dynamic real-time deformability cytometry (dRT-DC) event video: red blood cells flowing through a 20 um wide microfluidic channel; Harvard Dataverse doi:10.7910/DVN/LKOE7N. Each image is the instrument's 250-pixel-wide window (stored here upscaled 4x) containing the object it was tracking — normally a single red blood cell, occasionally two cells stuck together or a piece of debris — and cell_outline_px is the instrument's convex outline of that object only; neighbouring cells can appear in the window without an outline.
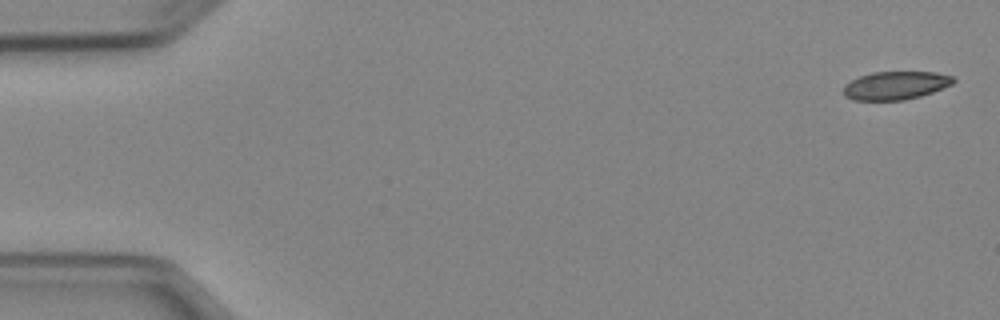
{"species": "Egyptian fruit bat (a non-hibernating species)", "species_latin": "Rousettus aegyptiacus", "temperature_condition": "cold", "stored_images_in_passage": 5, "camera_frame_rate_fps": 3000, "um_per_image_px": 0.085, "animal": {"sex": "female"}, "frame": {"image": 1, "passage_image": 1, "time_ms": 0.0, "image_size_px": [1000, 320], "cell_outline_px": [[956, 80], [952, 84], [932, 92], [920, 96], [904, 100], [852, 100], [844, 96], [844, 84], [860, 76], [872, 72], [936, 72], [952, 76]], "centroid_in_image_um": [76.11, 7.26], "position_along_channel_um": 8.9, "area_um2": 18.03}}
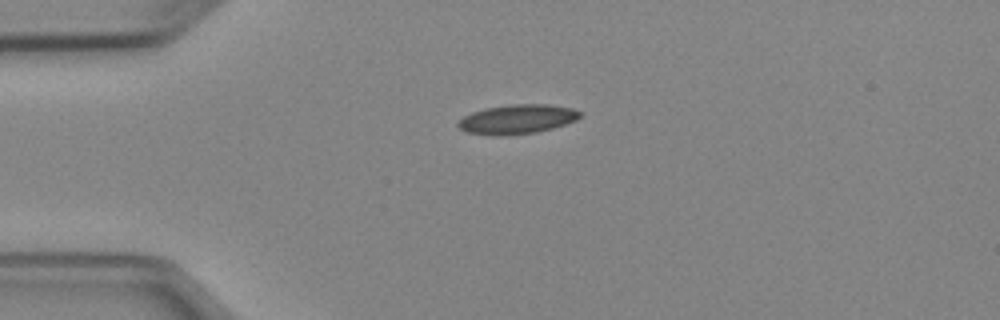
{"frame": {"image": 2, "passage_image": 4, "time_ms": 3.667, "image_size_px": [1000, 320], "cell_outline_px": [[580, 116], [576, 120], [552, 128], [536, 132], [508, 136], [492, 136], [468, 132], [460, 128], [456, 124], [464, 116], [472, 112], [484, 108], [512, 104], [548, 104], [572, 108], [580, 112]], "centroid_in_image_um": [43.94, 10.14], "position_along_channel_um": 41.1, "area_um2": 20.87}}